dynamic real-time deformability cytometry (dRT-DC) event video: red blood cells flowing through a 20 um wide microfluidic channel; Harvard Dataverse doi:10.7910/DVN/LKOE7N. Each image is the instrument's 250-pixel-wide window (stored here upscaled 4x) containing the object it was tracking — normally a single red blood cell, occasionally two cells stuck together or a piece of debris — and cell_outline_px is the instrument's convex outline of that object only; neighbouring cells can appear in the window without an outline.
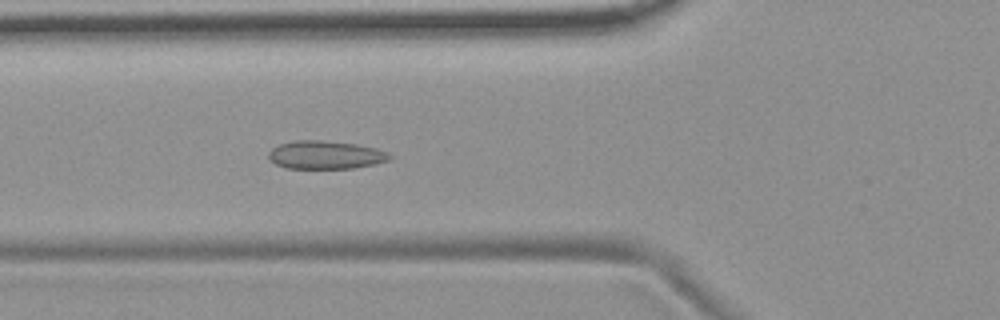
{"species": "common noctule bat (a hibernating species)", "species_latin": "Nyctalus noctula", "temperature_condition": "room temperature", "stored_images_in_passage": 55, "camera_frame_rate_fps": 3000, "um_per_image_px": 0.085, "animal": {"sex": "female", "body_mass_g": 19.9}, "frame": {"image": 1, "passage_image": 20, "time_ms": 6.333, "image_size_px": [1000, 320], "cell_outline_px": [[392, 156], [388, 160], [376, 164], [352, 168], [284, 168], [268, 160], [268, 152], [272, 148], [280, 144], [296, 140], [320, 140], [356, 144], [376, 148], [388, 152]], "centroid_in_image_um": [27.65, 13.17], "position_along_channel_um": 98.2, "area_um2": 19.94}}
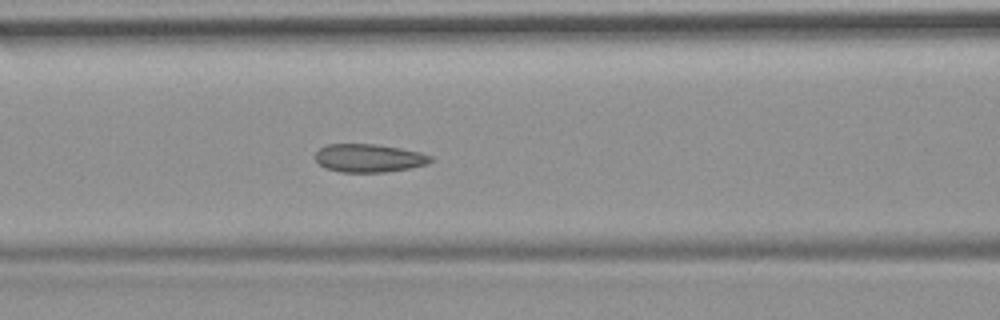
{"frame": {"image": 2, "passage_image": 23, "time_ms": 7.333, "image_size_px": [1000, 320], "cell_outline_px": [[432, 160], [428, 164], [408, 168], [384, 172], [340, 172], [324, 168], [316, 160], [316, 152], [320, 148], [328, 144], [376, 144], [400, 148], [420, 152], [432, 156]], "centroid_in_image_um": [31.35, 13.44], "position_along_channel_um": 135.2, "area_um2": 18.9}}
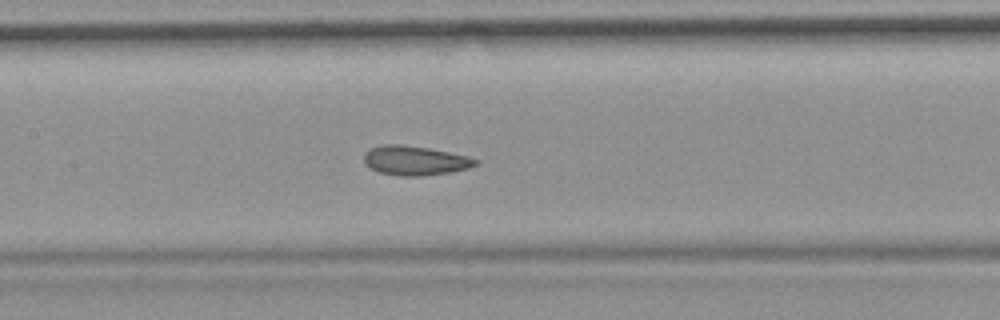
{"frame": {"image": 3, "passage_image": 26, "time_ms": 8.333, "image_size_px": [1000, 320], "cell_outline_px": [[480, 164], [468, 168], [452, 172], [424, 176], [400, 176], [380, 172], [364, 164], [364, 152], [372, 148], [384, 144], [400, 144], [428, 148], [468, 156], [480, 160]], "centroid_in_image_um": [35.31, 13.65], "position_along_channel_um": 172.1, "area_um2": 19.19}, "authors_computed_cell_mechanics": {"area_um2": 19.8254, "velocity_mm_per_s": 3.6933, "shape_relaxation_time_tau1_ms": null, "shape_relaxation_time_tau2_ms": 1.7575, "deformation_change_tau1": null, "deformation_change_tau2": 0.0799}}